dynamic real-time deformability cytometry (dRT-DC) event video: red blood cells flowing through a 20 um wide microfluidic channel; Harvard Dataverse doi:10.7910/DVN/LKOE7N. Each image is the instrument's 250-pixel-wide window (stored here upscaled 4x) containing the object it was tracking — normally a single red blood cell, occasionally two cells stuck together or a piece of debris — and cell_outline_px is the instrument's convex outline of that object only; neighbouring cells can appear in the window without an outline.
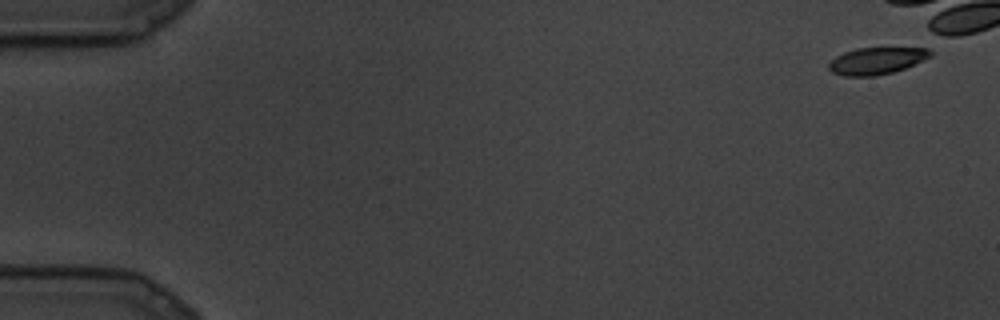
{"species": "common noctule bat (a hibernating species)", "species_latin": "Nyctalus noctula", "temperature_condition": "cold", "stored_images_in_passage": 69, "camera_frame_rate_fps": 3000, "um_per_image_px": 0.085, "animal": {"sex": "male", "body_mass_g": 19.5, "forearm_length_mm": 54.6}, "frame": {"image": 1, "passage_image": 1, "time_ms": 0.0, "image_size_px": [1000, 320], "cell_outline_px": [[932, 56], [924, 60], [904, 68], [892, 72], [876, 76], [844, 76], [832, 72], [828, 68], [828, 64], [836, 56], [844, 52], [856, 48], [924, 44], [928, 44], [932, 52]], "centroid_in_image_um": [74.67, 5.09], "position_along_channel_um": 10.3, "area_um2": 17.05}}
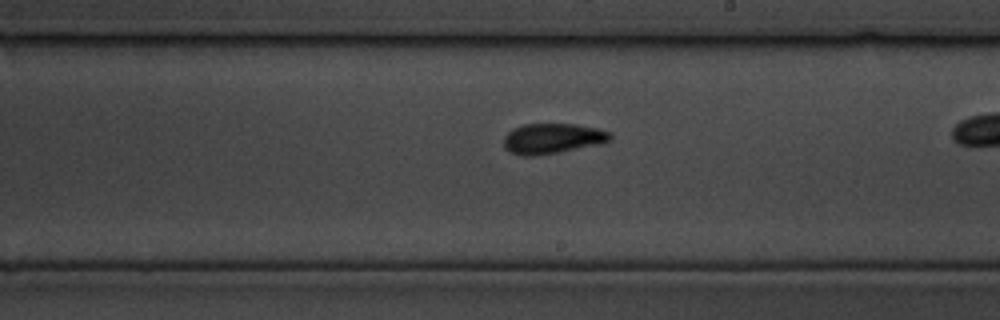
{"frame": {"image": 2, "passage_image": 51, "time_ms": 16.667, "image_size_px": [1000, 320], "cell_outline_px": [[612, 140], [600, 144], [556, 152], [532, 156], [524, 156], [508, 152], [504, 148], [504, 136], [512, 128], [524, 124], [572, 124], [600, 128], [612, 132]], "centroid_in_image_um": [46.96, 11.76], "position_along_channel_um": 242.0, "area_um2": 18.9}}
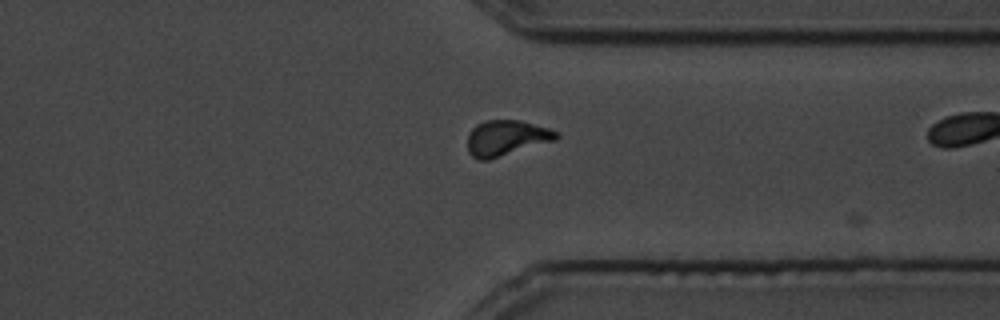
{"frame": {"image": 3, "passage_image": 68, "time_ms": 22.333, "image_size_px": [1000, 320], "cell_outline_px": [[560, 136], [556, 140], [488, 160], [476, 160], [468, 152], [468, 132], [476, 124], [484, 120], [520, 120], [548, 128], [560, 132]], "centroid_in_image_um": [43.03, 11.72], "position_along_channel_um": 368.4, "area_um2": 18.55}}